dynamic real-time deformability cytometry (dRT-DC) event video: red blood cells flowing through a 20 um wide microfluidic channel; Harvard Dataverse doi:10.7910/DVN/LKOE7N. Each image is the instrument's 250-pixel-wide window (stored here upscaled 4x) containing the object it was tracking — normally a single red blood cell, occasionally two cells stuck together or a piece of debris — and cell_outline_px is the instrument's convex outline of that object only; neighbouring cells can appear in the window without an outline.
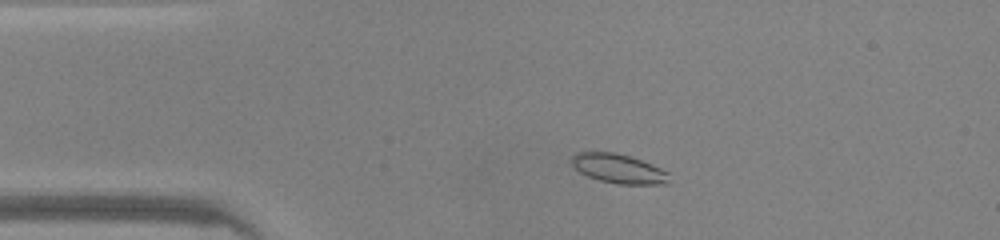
{"species": "common noctule bat (a hibernating species)", "species_latin": "Nyctalus noctula", "temperature_condition": "warm", "stored_images_in_passage": 44, "camera_frame_rate_fps": 3000, "um_per_image_px": 0.085, "animal": {"sex": "male", "body_mass_g": 20.0, "forearm_length_mm": 53.3}, "frame": {"image": 1, "passage_image": 6, "time_ms": 1.667, "image_size_px": [1000, 240], "cell_outline_px": [[668, 184], [616, 184], [600, 180], [588, 176], [580, 172], [572, 164], [572, 156], [576, 152], [616, 152], [632, 156], [660, 168], [668, 172]], "centroid_in_image_um": [52.58, 14.33], "position_along_channel_um": 32.4, "area_um2": 16.59}}
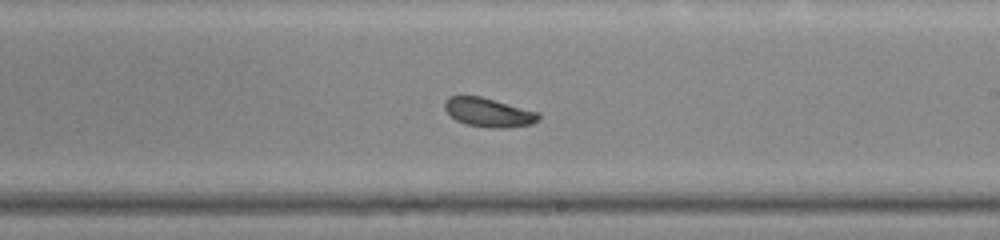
{"frame": {"image": 2, "passage_image": 24, "time_ms": 7.667, "image_size_px": [1000, 240], "cell_outline_px": [[540, 120], [532, 124], [508, 128], [492, 128], [468, 124], [456, 120], [444, 108], [444, 100], [448, 96], [480, 96], [540, 112]], "centroid_in_image_um": [41.57, 9.55], "position_along_channel_um": 247.4, "area_um2": 15.9}}
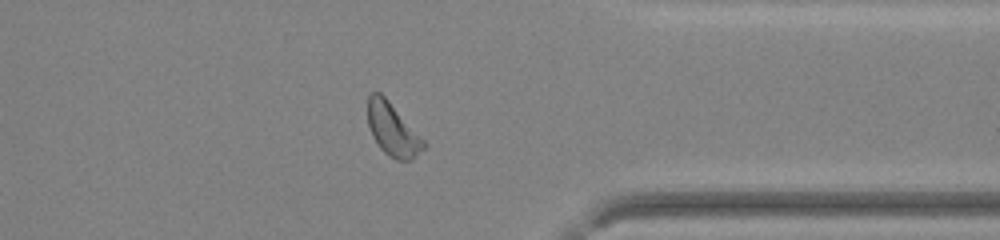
{"frame": {"image": 3, "passage_image": 34, "time_ms": 11.0, "image_size_px": [1000, 240], "cell_outline_px": [[424, 148], [412, 160], [396, 160], [388, 156], [380, 148], [372, 136], [368, 124], [368, 96], [372, 92], [380, 92], [388, 100], [424, 140]], "centroid_in_image_um": [33.35, 11.02], "position_along_channel_um": 378.1, "area_um2": 16.94}, "authors_computed_cell_mechanics": {"area_um2": 16.762, "velocity_mm_per_s": 4.2285, "shape_relaxation_time_tau1_ms": 1.711, "shape_relaxation_time_tau2_ms": null, "deformation_change_tau1": 0.0454, "deformation_change_tau2": null}}